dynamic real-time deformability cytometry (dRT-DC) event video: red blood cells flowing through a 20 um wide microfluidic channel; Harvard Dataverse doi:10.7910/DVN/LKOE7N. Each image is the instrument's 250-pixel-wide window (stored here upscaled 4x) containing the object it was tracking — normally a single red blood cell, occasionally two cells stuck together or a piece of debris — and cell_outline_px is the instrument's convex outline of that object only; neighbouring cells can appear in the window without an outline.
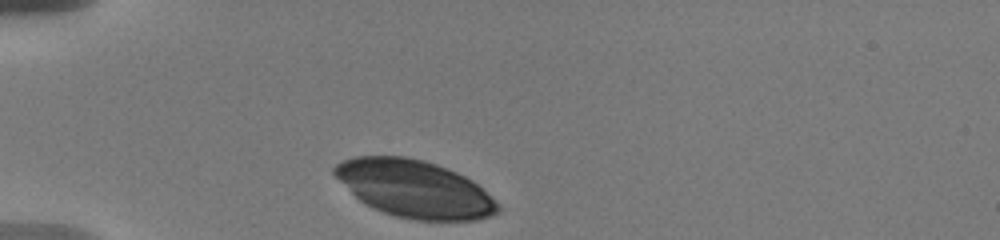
{"species": "human", "species_latin": "Homo sapiens", "temperature_condition": "warm", "stored_images_in_passage": 12, "camera_frame_rate_fps": 3000, "um_per_image_px": 0.085, "donor": {"sex": "male"}, "frame": {"image": 1, "passage_image": 1, "time_ms": 0.0, "image_size_px": [1000, 240], "cell_outline_px": [[500, 208], [496, 212], [488, 216], [476, 220], [412, 220], [392, 216], [372, 208], [364, 204], [332, 172], [332, 168], [336, 164], [344, 160], [356, 156], [404, 156], [424, 160], [448, 168], [472, 180], [500, 204]], "centroid_in_image_um": [35.23, 16.05], "position_along_channel_um": 49.8, "area_um2": 54.33}}
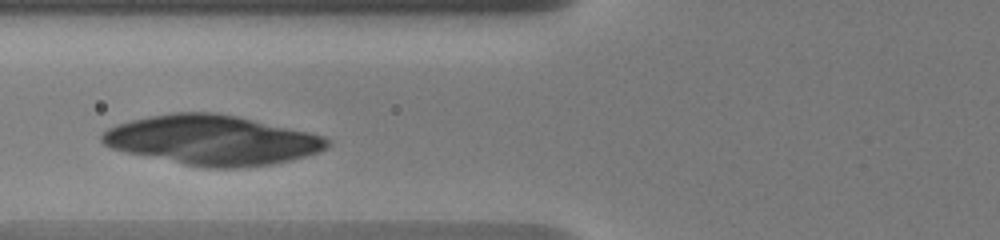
{"frame": {"image": 2, "passage_image": 6, "time_ms": 2.333, "image_size_px": [1000, 240], "cell_outline_px": [[332, 144], [316, 152], [292, 160], [272, 164], [240, 168], [204, 168], [128, 152], [112, 148], [104, 144], [100, 140], [100, 136], [108, 128], [116, 124], [132, 120], [172, 112], [216, 112], [236, 116], [308, 132], [324, 136], [332, 140]], "centroid_in_image_um": [18.04, 11.91], "position_along_channel_um": 107.8, "area_um2": 64.79}}